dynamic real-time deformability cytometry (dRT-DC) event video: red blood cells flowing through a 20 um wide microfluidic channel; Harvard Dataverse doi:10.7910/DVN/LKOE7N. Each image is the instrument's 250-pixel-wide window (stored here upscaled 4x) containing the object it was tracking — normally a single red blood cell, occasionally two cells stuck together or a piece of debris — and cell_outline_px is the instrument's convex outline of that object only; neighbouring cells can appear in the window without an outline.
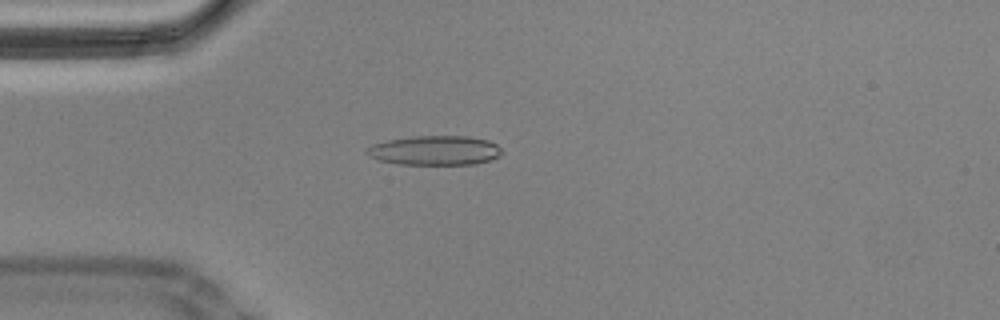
{"species": "Egyptian fruit bat (a non-hibernating species)", "species_latin": "Rousettus aegyptiacus", "temperature_condition": "cold", "stored_images_in_passage": 50, "camera_frame_rate_fps": 3000, "um_per_image_px": 0.085, "animal": {"sex": "male"}, "frame": {"image": 1, "passage_image": 8, "time_ms": 2.333, "image_size_px": [1000, 320], "cell_outline_px": [[500, 152], [496, 156], [488, 160], [476, 164], [400, 164], [380, 160], [368, 156], [364, 152], [372, 144], [388, 140], [412, 136], [468, 136], [488, 140], [496, 144], [500, 148]], "centroid_in_image_um": [36.92, 12.78], "position_along_channel_um": 48.1, "area_um2": 22.95}, "authors_computed_cell_mechanics": {"area_um2": 23.698, "velocity_mm_per_s": 3.4991, "shape_relaxation_time_tau1_ms": null, "shape_relaxation_time_tau2_ms": 1.5584, "deformation_change_tau1": null, "deformation_change_tau2": 0.0813}}